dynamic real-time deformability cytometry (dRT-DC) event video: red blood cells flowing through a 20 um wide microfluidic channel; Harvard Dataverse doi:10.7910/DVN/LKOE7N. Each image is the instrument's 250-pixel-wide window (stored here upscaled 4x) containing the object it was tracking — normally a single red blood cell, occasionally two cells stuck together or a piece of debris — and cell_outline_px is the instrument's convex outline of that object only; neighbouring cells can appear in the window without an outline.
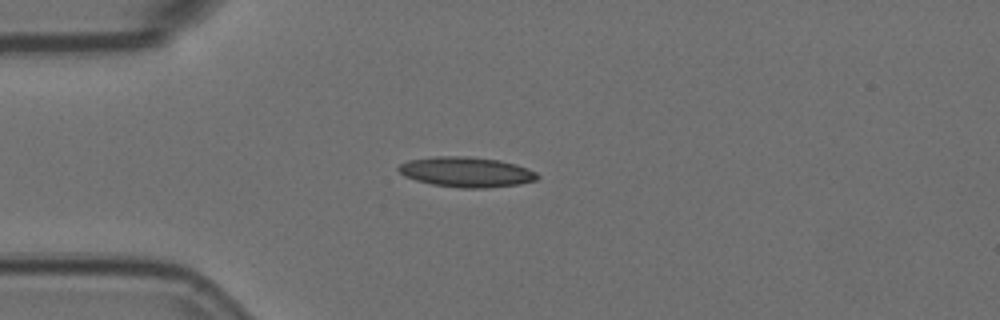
{"species": "Egyptian fruit bat (a non-hibernating species)", "species_latin": "Rousettus aegyptiacus", "temperature_condition": "room temperature", "stored_images_in_passage": 6, "camera_frame_rate_fps": 3000, "um_per_image_px": 0.085, "animal": {"sex": "female"}, "frame": {"image": 1, "passage_image": 1, "time_ms": 0.0, "image_size_px": [1000, 320], "cell_outline_px": [[540, 176], [536, 180], [520, 184], [484, 188], [460, 188], [432, 184], [416, 180], [404, 176], [396, 168], [400, 164], [408, 160], [436, 156], [464, 156], [500, 160], [516, 164], [528, 168], [536, 172]], "centroid_in_image_um": [39.65, 14.62], "position_along_channel_um": 45.4, "area_um2": 24.45}}
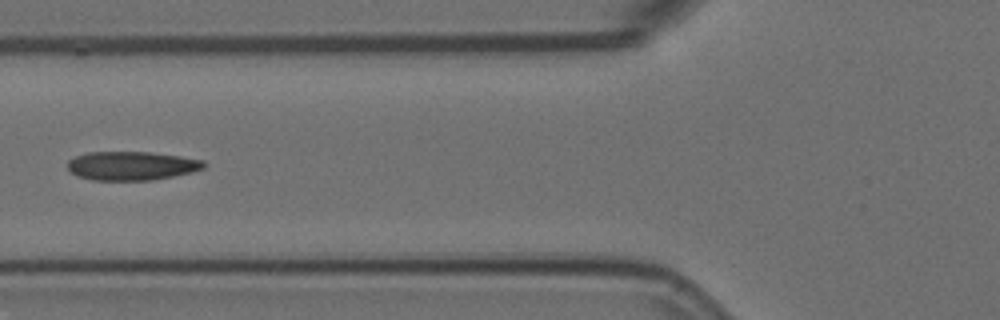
{"frame": {"image": 2, "passage_image": 3, "time_ms": 0.667, "image_size_px": [1000, 320], "cell_outline_px": [[208, 164], [204, 168], [192, 172], [152, 180], [92, 180], [76, 176], [68, 168], [68, 160], [76, 156], [88, 152], [148, 152], [180, 156], [204, 160]], "centroid_in_image_um": [11.2, 14.09], "position_along_channel_um": 114.6, "area_um2": 22.89}}
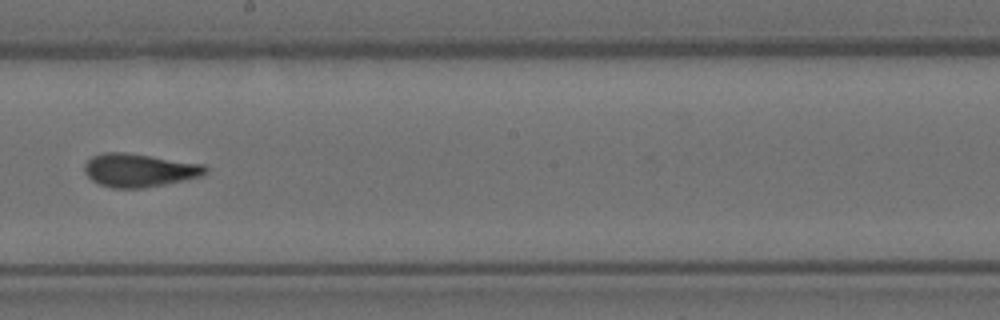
{"frame": {"image": 3, "passage_image": 6, "time_ms": 1.667, "image_size_px": [1000, 320], "cell_outline_px": [[208, 172], [204, 176], [164, 184], [140, 188], [112, 188], [100, 184], [92, 180], [84, 172], [84, 164], [92, 156], [104, 152], [124, 152], [204, 164], [208, 168]], "centroid_in_image_um": [11.85, 14.47], "position_along_channel_um": 236.4, "area_um2": 23.47}}